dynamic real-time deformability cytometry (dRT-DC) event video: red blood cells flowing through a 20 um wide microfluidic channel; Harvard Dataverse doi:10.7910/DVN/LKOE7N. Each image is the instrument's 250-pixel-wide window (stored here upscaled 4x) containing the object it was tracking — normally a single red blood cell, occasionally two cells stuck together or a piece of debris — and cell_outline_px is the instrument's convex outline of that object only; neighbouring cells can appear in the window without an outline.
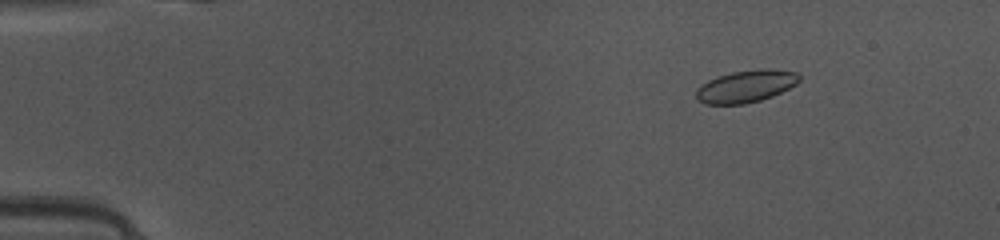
{"species": "common noctule bat (a hibernating species)", "species_latin": "Nyctalus noctula", "temperature_condition": "warm", "stored_images_in_passage": 49, "camera_frame_rate_fps": 3000, "um_per_image_px": 0.085, "animal": {"sex": "female", "body_mass_g": 10.0, "forearm_length_mm": 53.1}, "frame": {"image": 1, "passage_image": 7, "time_ms": 2.0, "image_size_px": [1000, 240], "cell_outline_px": [[800, 80], [796, 84], [772, 96], [760, 100], [744, 104], [704, 104], [696, 100], [696, 88], [708, 80], [732, 72], [760, 68], [768, 68], [796, 72], [800, 76]], "centroid_in_image_um": [63.38, 7.33], "position_along_channel_um": 21.6, "area_um2": 19.36}}
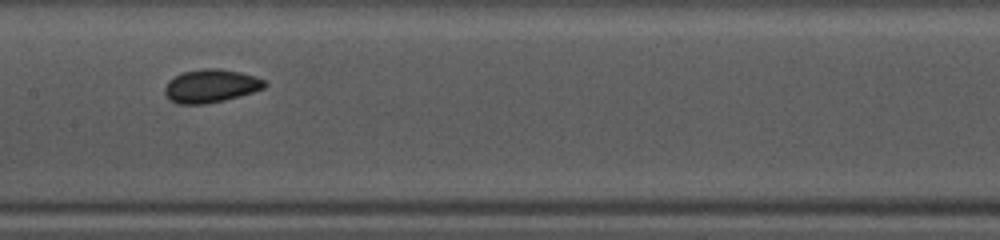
{"frame": {"image": 2, "passage_image": 25, "time_ms": 8.0, "image_size_px": [1000, 240], "cell_outline_px": [[268, 84], [264, 88], [240, 96], [224, 100], [204, 104], [176, 104], [168, 100], [164, 92], [164, 88], [168, 80], [184, 72], [204, 68], [220, 68], [240, 72], [256, 76], [264, 80]], "centroid_in_image_um": [17.91, 7.31], "position_along_channel_um": 189.5, "area_um2": 19.48}}
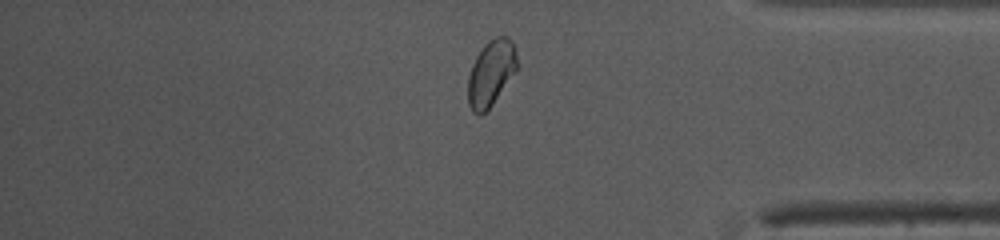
{"frame": {"image": 3, "passage_image": 41, "time_ms": 13.333, "image_size_px": [1000, 240], "cell_outline_px": [[516, 68], [492, 104], [480, 116], [472, 112], [468, 104], [468, 76], [472, 64], [476, 56], [484, 44], [488, 40], [496, 36], [508, 36], [516, 52]], "centroid_in_image_um": [41.68, 6.2], "position_along_channel_um": 393.5, "area_um2": 18.44}, "authors_computed_cell_mechanics": {"area_um2": 19.0162, "velocity_mm_per_s": 4.1498, "shape_relaxation_time_tau1_ms": 6.7304, "shape_relaxation_time_tau2_ms": 1.2352, "deformation_change_tau1": 0.0948, "deformation_change_tau2": 0.0338}}